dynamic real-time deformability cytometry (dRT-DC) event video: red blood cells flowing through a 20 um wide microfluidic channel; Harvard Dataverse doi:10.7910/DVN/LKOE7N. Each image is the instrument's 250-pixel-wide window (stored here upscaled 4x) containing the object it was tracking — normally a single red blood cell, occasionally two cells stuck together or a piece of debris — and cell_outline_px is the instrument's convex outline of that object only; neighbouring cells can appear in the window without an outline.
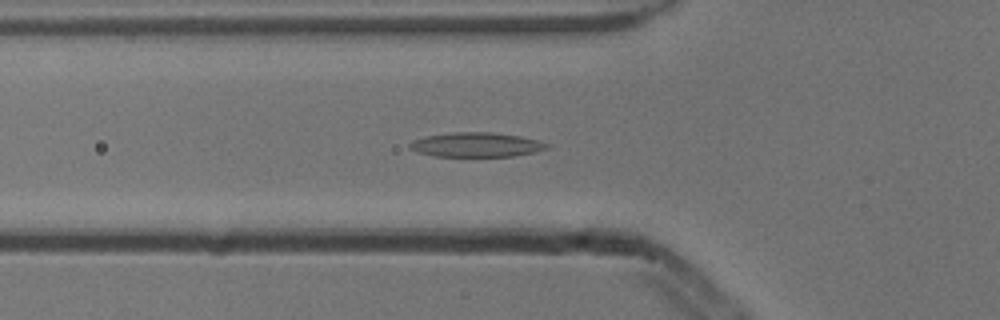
{"species": "common noctule bat (a hibernating species)", "species_latin": "Nyctalus noctula", "temperature_condition": "cold", "stored_images_in_passage": 45, "camera_frame_rate_fps": 3000, "um_per_image_px": 0.085, "animal": {"sex": "male", "body_mass_g": 13.3}, "frame": {"image": 1, "passage_image": 9, "time_ms": 2.667, "image_size_px": [1000, 320], "cell_outline_px": [[548, 148], [536, 152], [512, 156], [432, 156], [416, 152], [408, 148], [408, 144], [412, 140], [428, 136], [452, 132], [492, 132], [520, 136], [540, 140], [548, 144]], "centroid_in_image_um": [40.47, 12.3], "position_along_channel_um": 85.3, "area_um2": 19.65}}
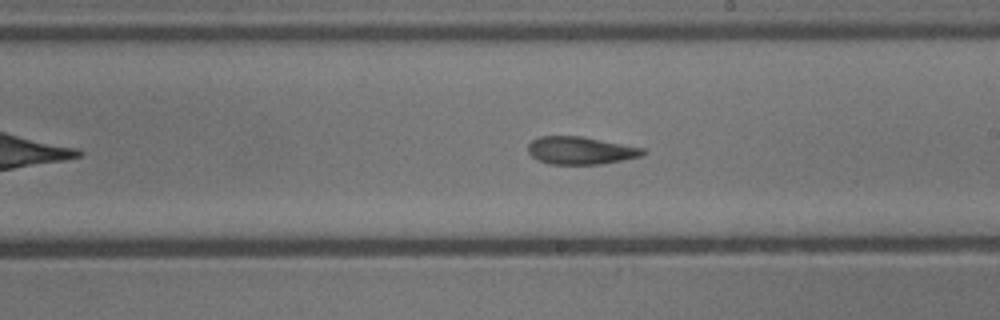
{"frame": {"image": 2, "passage_image": 21, "time_ms": 6.667, "image_size_px": [1000, 320], "cell_outline_px": [[648, 152], [640, 156], [600, 164], [548, 164], [536, 160], [528, 152], [528, 144], [532, 140], [540, 136], [580, 136], [644, 148]], "centroid_in_image_um": [49.31, 12.79], "position_along_channel_um": 239.7, "area_um2": 18.44}}
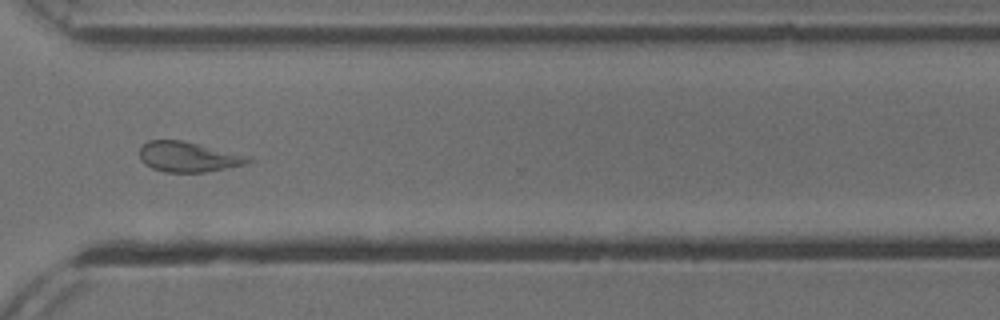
{"frame": {"image": 3, "passage_image": 30, "time_ms": 9.667, "image_size_px": [1000, 320], "cell_outline_px": [[252, 160], [244, 164], [204, 172], [164, 172], [152, 168], [144, 164], [140, 160], [140, 148], [148, 140], [180, 140], [252, 156]], "centroid_in_image_um": [15.98, 13.33], "position_along_channel_um": 354.6, "area_um2": 18.96}}